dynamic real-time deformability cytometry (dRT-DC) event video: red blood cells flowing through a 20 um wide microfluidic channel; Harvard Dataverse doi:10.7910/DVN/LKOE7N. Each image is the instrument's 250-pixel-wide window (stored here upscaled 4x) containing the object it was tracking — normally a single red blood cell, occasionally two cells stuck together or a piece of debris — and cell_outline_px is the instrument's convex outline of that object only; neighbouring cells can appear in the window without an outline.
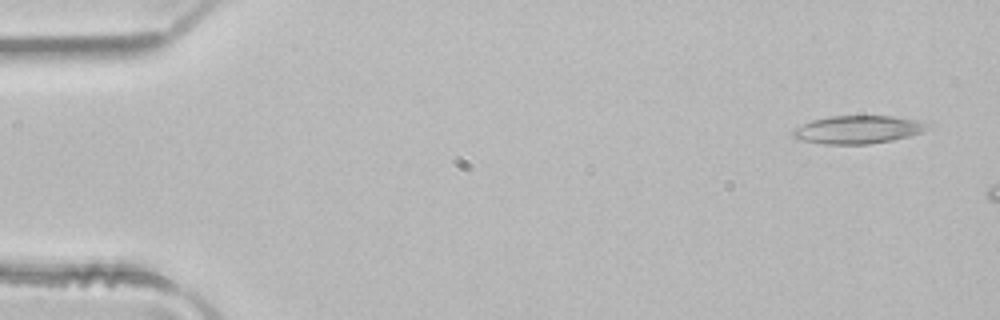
{"species": "common noctule bat (a hibernating species)", "species_latin": "Nyctalus noctula", "temperature_condition": "room temperature", "stored_images_in_passage": 4, "camera_frame_rate_fps": 3000, "um_per_image_px": 0.085, "animal": {"sex": "male", "body_mass_g": 21.5, "forearm_length_mm": 52.0}, "frame": {"image": 1, "passage_image": 1, "time_ms": 0.0, "image_size_px": [1000, 320], "cell_outline_px": [[932, 124], [928, 128], [920, 132], [908, 136], [892, 140], [868, 144], [824, 144], [800, 140], [792, 136], [792, 128], [812, 120], [828, 116], [892, 116], [920, 120]], "centroid_in_image_um": [72.9, 11.01], "position_along_channel_um": 12.1, "area_um2": 22.08}}